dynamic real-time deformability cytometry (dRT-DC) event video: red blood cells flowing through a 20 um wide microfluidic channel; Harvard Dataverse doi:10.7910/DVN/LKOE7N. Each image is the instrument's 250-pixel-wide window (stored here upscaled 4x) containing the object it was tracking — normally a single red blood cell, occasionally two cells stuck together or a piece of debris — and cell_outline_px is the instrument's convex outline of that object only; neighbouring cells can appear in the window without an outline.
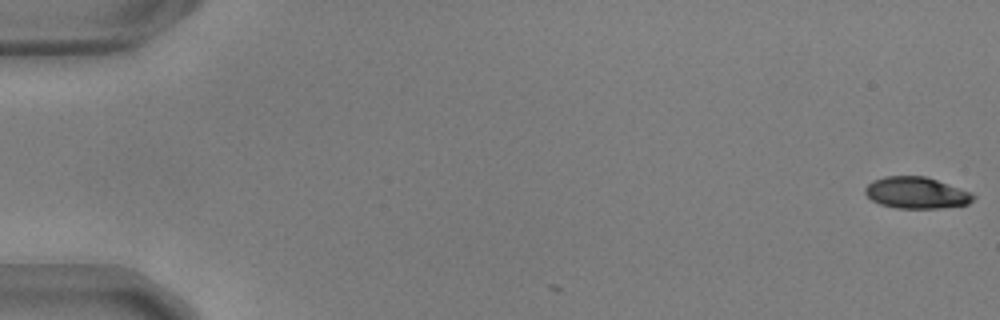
{"species": "common noctule bat (a hibernating species)", "species_latin": "Nyctalus noctula", "temperature_condition": "warm", "stored_images_in_passage": 4, "camera_frame_rate_fps": 3000, "um_per_image_px": 0.085, "animal": {"sex": "male", "body_mass_g": 17.9, "forearm_length_mm": 54.2}, "frame": {"image": 1, "passage_image": 1, "time_ms": 0.0, "image_size_px": [1000, 320], "cell_outline_px": [[976, 196], [968, 204], [940, 208], [896, 208], [880, 204], [872, 200], [864, 192], [864, 188], [872, 180], [884, 176], [924, 176], [972, 192]], "centroid_in_image_um": [77.87, 16.39], "position_along_channel_um": 7.1, "area_um2": 19.83}}